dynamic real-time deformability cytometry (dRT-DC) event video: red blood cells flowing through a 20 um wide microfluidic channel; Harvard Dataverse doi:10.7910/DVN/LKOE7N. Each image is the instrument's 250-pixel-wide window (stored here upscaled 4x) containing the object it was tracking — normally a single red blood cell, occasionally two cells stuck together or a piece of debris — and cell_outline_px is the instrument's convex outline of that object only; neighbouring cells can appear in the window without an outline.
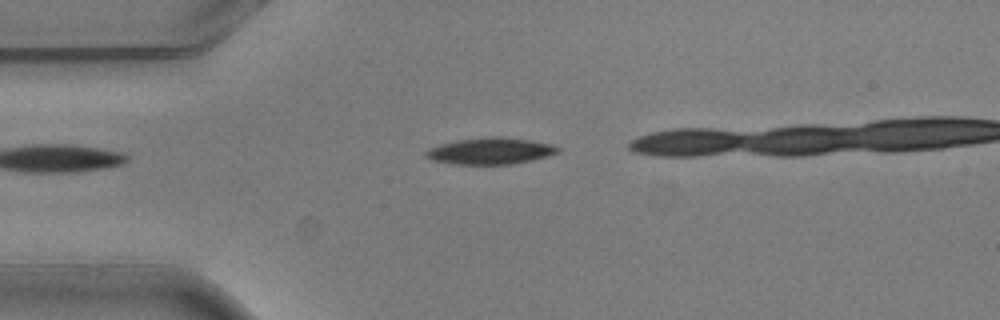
{"species": "common noctule bat (a hibernating species)", "species_latin": "Nyctalus noctula", "temperature_condition": "warm", "stored_images_in_passage": 2, "camera_frame_rate_fps": 3000, "um_per_image_px": 0.085, "animal": {"sex": "male", "body_mass_g": 20.5, "forearm_length_mm": 52.5}, "frame": {"image": 1, "passage_image": 2, "time_ms": 0.333, "image_size_px": [1000, 320], "cell_outline_px": [[560, 152], [548, 156], [532, 160], [512, 164], [452, 164], [432, 160], [424, 156], [424, 152], [440, 144], [460, 140], [488, 136], [500, 136], [528, 140], [552, 144], [560, 148]], "centroid_in_image_um": [41.7, 12.84], "position_along_channel_um": 43.3, "area_um2": 20.35}}